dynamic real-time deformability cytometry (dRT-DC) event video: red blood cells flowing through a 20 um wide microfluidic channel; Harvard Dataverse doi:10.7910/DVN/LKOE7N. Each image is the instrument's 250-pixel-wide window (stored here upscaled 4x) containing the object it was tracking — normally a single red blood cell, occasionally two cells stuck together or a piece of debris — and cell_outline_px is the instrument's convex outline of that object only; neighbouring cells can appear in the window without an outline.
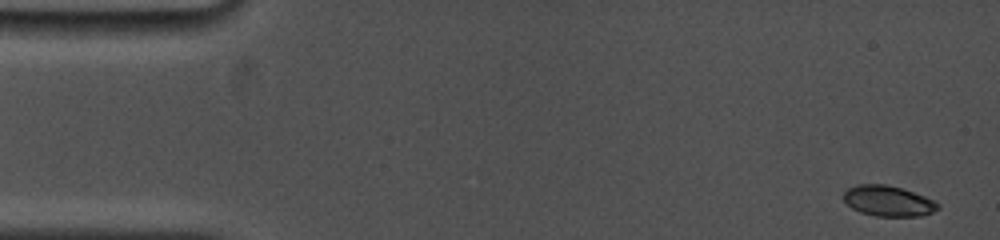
{"species": "common noctule bat (a hibernating species)", "species_latin": "Nyctalus noctula", "temperature_condition": "cold", "stored_images_in_passage": 81, "camera_frame_rate_fps": 5000, "um_per_image_px": 0.085, "animal": {"sex": "female", "body_mass_g": 19.0, "forearm_length_mm": 53.3}, "frame": {"image": 1, "passage_image": 1, "time_ms": 0.0, "image_size_px": [1000, 240], "cell_outline_px": [[940, 208], [932, 212], [920, 216], [876, 216], [860, 212], [852, 208], [844, 200], [844, 192], [848, 188], [856, 184], [888, 184], [924, 196], [940, 204]], "centroid_in_image_um": [75.49, 17.08], "position_along_channel_um": 9.5, "area_um2": 16.7}}
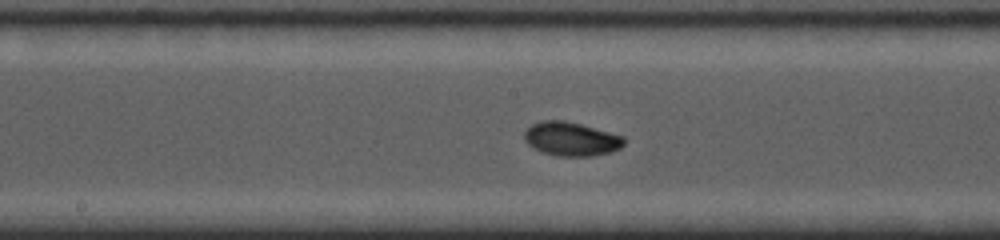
{"frame": {"image": 2, "passage_image": 40, "time_ms": 8.2, "image_size_px": [1000, 240], "cell_outline_px": [[624, 144], [620, 148], [612, 152], [592, 156], [556, 156], [540, 152], [532, 148], [524, 140], [524, 132], [532, 124], [540, 120], [564, 120], [580, 124], [624, 136]], "centroid_in_image_um": [48.52, 11.82], "position_along_channel_um": 199.7, "area_um2": 19.83}}
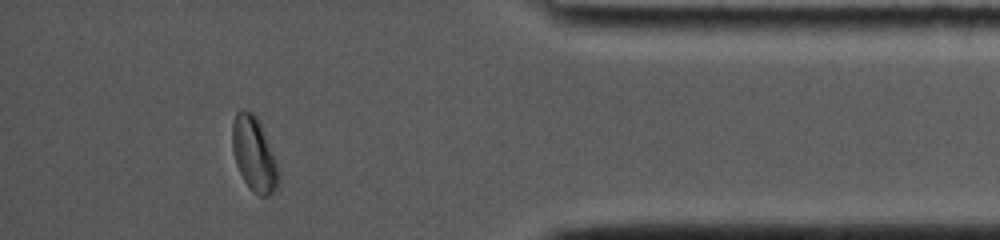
{"frame": {"image": 3, "passage_image": 72, "time_ms": 14.4, "image_size_px": [1000, 240], "cell_outline_px": [[280, 184], [268, 196], [260, 196], [252, 192], [244, 180], [236, 164], [232, 148], [232, 124], [236, 112], [240, 108], [244, 108], [252, 112], [256, 116], [260, 124], [280, 172]], "centroid_in_image_um": [21.58, 13.11], "position_along_channel_um": 413.6, "area_um2": 20.0}, "authors_computed_cell_mechanics": {"area_um2": 18.6694, "velocity_mm_per_s": 3.7862, "shape_relaxation_time_tau1_ms": 4.2074, "shape_relaxation_time_tau2_ms": null, "deformation_change_tau1": 0.151, "deformation_change_tau2": null}}